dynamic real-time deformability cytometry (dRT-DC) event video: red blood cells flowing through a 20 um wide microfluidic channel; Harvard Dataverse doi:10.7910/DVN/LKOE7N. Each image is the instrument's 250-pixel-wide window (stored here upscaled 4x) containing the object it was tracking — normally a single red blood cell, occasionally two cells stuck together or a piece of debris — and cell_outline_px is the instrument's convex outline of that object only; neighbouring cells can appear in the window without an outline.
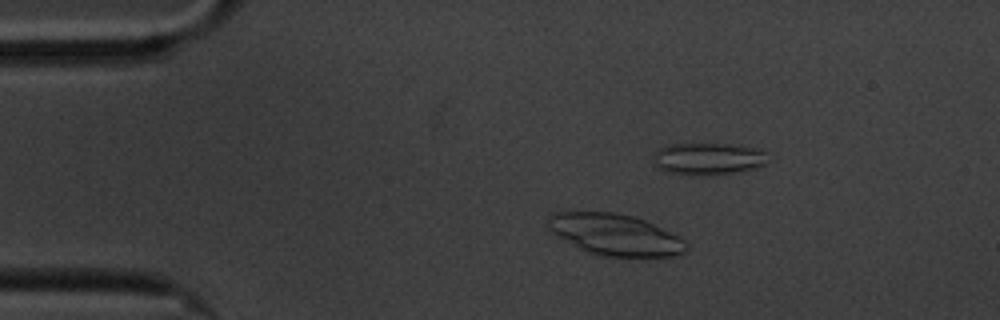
{"species": "common noctule bat (a hibernating species)", "species_latin": "Nyctalus noctula", "temperature_condition": "cold", "stored_images_in_passage": 57, "camera_frame_rate_fps": 3000, "um_per_image_px": 0.085, "animal": {"sex": "male", "body_mass_g": 20.1, "forearm_length_mm": 53.5}, "frame": {"image": 1, "passage_image": 9, "time_ms": 2.667, "image_size_px": [1000, 320], "cell_outline_px": [[688, 248], [680, 256], [596, 256], [556, 236], [548, 228], [548, 220], [556, 212], [616, 212], [632, 216], [644, 220], [684, 240], [688, 244]], "centroid_in_image_um": [52.28, 19.96], "position_along_channel_um": 32.7, "area_um2": 32.95}}